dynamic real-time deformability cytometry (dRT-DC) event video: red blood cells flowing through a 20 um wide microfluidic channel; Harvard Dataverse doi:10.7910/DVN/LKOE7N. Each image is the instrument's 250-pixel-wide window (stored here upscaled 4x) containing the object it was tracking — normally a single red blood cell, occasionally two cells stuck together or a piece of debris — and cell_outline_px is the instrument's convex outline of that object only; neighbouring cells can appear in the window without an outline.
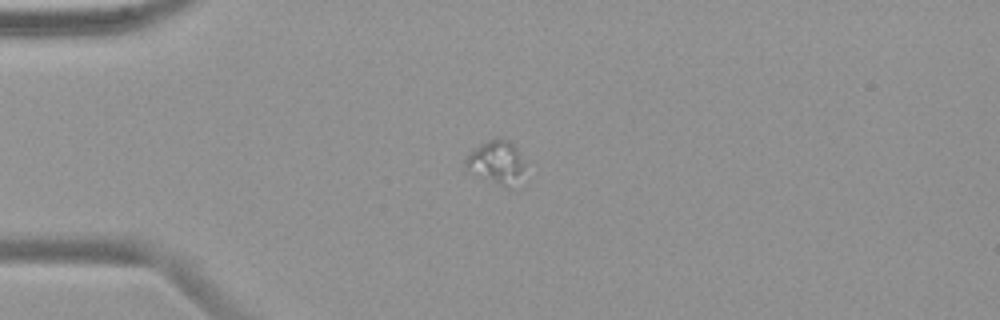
{"species": "common noctule bat (a hibernating species)", "species_latin": "Nyctalus noctula", "temperature_condition": "warm", "stored_images_in_passage": 41, "camera_frame_rate_fps": 3000, "um_per_image_px": 0.085, "animal": {"sex": "female", "body_mass_g": 19.9}, "frame": {"image": 1, "passage_image": 1, "time_ms": 0.0, "image_size_px": [1000, 320], "cell_outline_px": [[524, 164], [508, 188], [504, 188], [464, 168], [464, 160], [480, 144], [496, 136], [500, 136], [508, 140], [516, 148]], "centroid_in_image_um": [42.11, 13.73], "position_along_channel_um": 42.9, "area_um2": 14.22}}
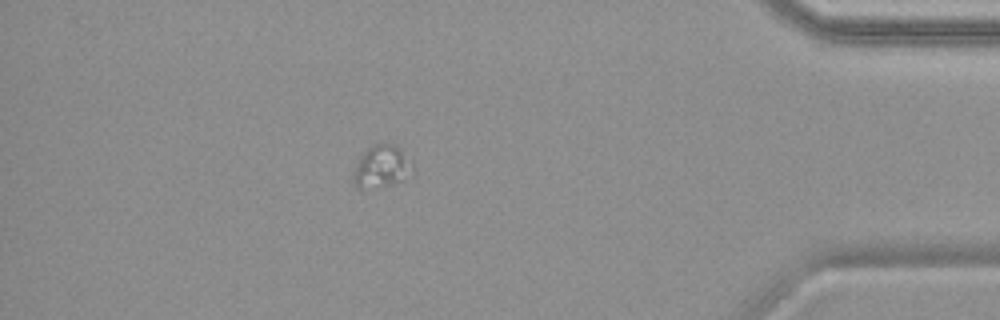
{"frame": {"image": 2, "passage_image": 35, "time_ms": 11.333, "image_size_px": [1000, 320], "cell_outline_px": [[412, 176], [404, 180], [392, 184], [360, 188], [352, 180], [352, 176], [356, 164], [360, 156], [372, 144], [396, 144], [400, 148], [412, 164]], "centroid_in_image_um": [32.45, 14.14], "position_along_channel_um": 402.7, "area_um2": 14.45}}